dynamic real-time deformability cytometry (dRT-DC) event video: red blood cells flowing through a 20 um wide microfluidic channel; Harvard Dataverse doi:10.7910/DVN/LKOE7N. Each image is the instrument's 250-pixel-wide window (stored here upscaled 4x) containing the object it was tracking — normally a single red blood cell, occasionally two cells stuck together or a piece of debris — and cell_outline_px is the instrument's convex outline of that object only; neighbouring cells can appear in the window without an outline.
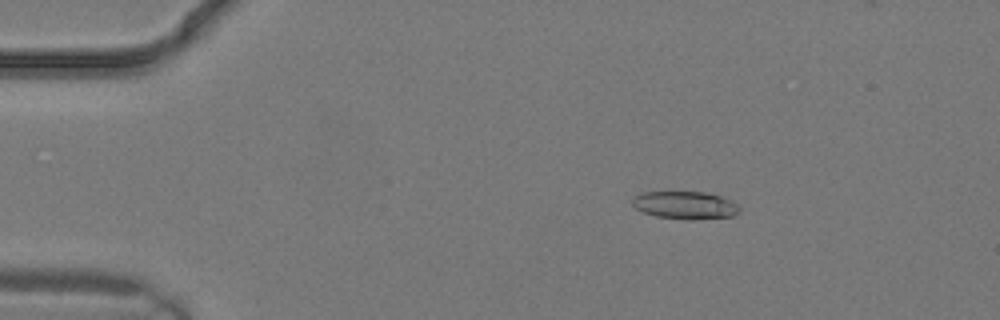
{"species": "common noctule bat (a hibernating species)", "species_latin": "Nyctalus noctula", "temperature_condition": "warm", "stored_images_in_passage": 11, "camera_frame_rate_fps": 3000, "um_per_image_px": 0.085, "animal": {"sex": "male", "body_mass_g": 19.2, "forearm_length_mm": 51.8}, "frame": {"image": 1, "passage_image": 4, "time_ms": 1.0, "image_size_px": [1000, 320], "cell_outline_px": [[740, 212], [732, 216], [692, 220], [688, 220], [656, 216], [644, 212], [636, 208], [632, 204], [632, 200], [640, 192], [704, 192], [720, 196], [732, 200], [740, 208]], "centroid_in_image_um": [58.25, 17.44], "position_along_channel_um": 26.7, "area_um2": 17.28}}
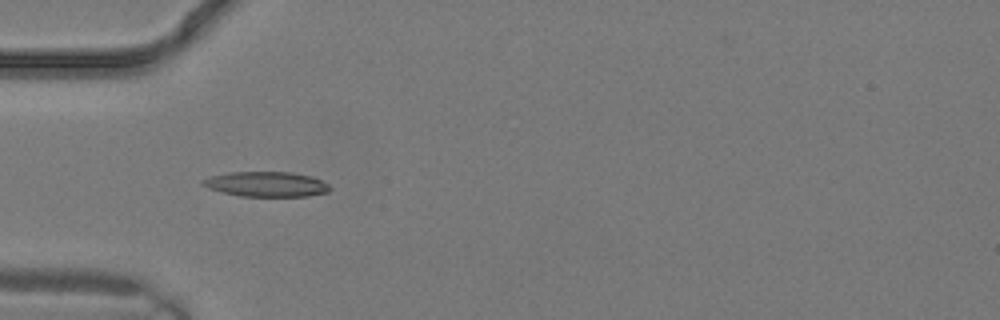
{"frame": {"image": 2, "passage_image": 8, "time_ms": 2.333, "image_size_px": [1000, 320], "cell_outline_px": [[332, 188], [328, 192], [308, 196], [240, 196], [208, 188], [200, 184], [200, 180], [212, 176], [232, 172], [292, 172], [312, 176], [328, 184]], "centroid_in_image_um": [22.65, 15.65], "position_along_channel_um": 62.3, "area_um2": 18.5}}
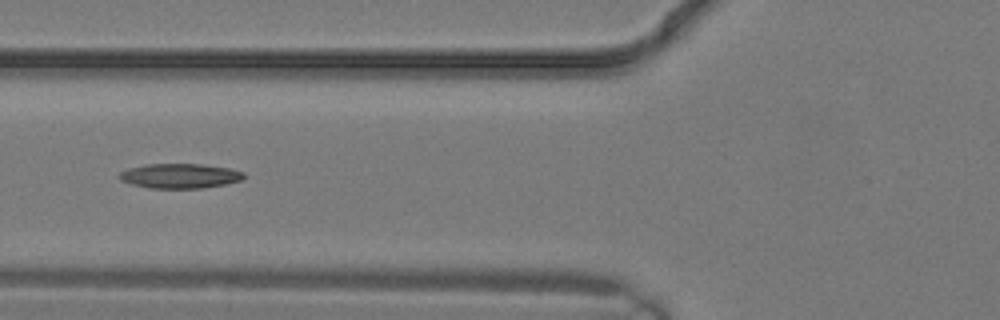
{"frame": {"image": 3, "passage_image": 10, "time_ms": 3.0, "image_size_px": [1000, 320], "cell_outline_px": [[244, 176], [240, 180], [224, 184], [200, 188], [148, 188], [132, 184], [120, 180], [116, 176], [120, 172], [128, 168], [144, 164], [200, 164], [228, 168], [244, 172]], "centroid_in_image_um": [15.22, 14.95], "position_along_channel_um": 110.6, "area_um2": 17.86}}